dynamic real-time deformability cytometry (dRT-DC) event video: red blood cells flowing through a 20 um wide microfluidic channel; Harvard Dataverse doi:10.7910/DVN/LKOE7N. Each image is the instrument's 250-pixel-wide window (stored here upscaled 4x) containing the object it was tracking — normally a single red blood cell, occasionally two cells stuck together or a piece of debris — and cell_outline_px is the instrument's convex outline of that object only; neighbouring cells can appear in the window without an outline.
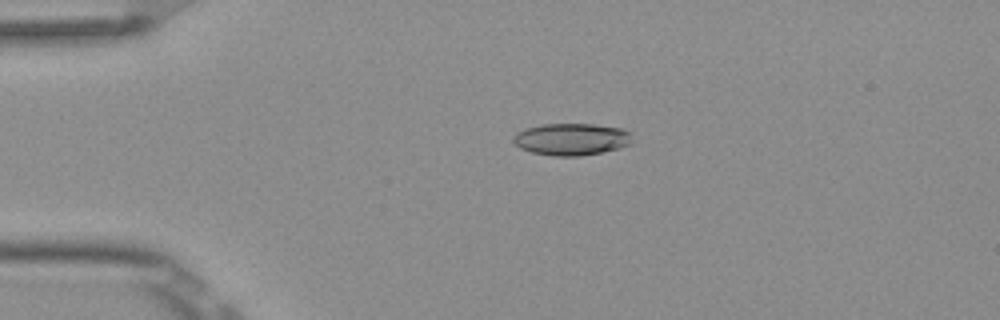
{"species": "Egyptian fruit bat (a non-hibernating species)", "species_latin": "Rousettus aegyptiacus", "temperature_condition": "room temperature", "stored_images_in_passage": 4, "camera_frame_rate_fps": 3000, "um_per_image_px": 0.085, "frame": {"image": 1, "passage_image": 3, "time_ms": 0.667, "image_size_px": [1000, 320], "cell_outline_px": [[628, 144], [620, 148], [580, 156], [552, 156], [532, 152], [520, 148], [512, 140], [512, 136], [516, 132], [528, 128], [544, 124], [592, 124], [624, 128], [628, 132]], "centroid_in_image_um": [48.51, 11.83], "position_along_channel_um": 36.5, "area_um2": 21.91}}